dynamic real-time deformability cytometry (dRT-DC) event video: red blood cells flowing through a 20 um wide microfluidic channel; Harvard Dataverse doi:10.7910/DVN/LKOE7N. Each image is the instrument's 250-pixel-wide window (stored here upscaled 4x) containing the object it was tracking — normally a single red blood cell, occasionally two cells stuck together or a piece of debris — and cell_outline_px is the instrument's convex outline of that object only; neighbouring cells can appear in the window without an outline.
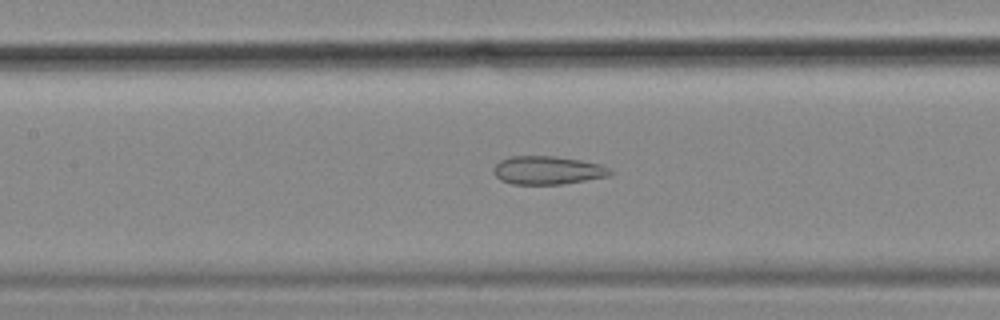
{"species": "common noctule bat (a hibernating species)", "species_latin": "Nyctalus noctula", "temperature_condition": "cold", "stored_images_in_passage": 19, "camera_frame_rate_fps": 3000, "um_per_image_px": 0.085, "animal": {"sex": "female", "body_mass_g": 18.4}, "frame": {"image": 1, "passage_image": 11, "time_ms": 3.333, "image_size_px": [1000, 320], "cell_outline_px": [[616, 172], [608, 176], [564, 184], [512, 184], [500, 180], [496, 176], [492, 168], [500, 160], [508, 156], [556, 156], [580, 160], [600, 164], [612, 168]], "centroid_in_image_um": [46.57, 14.47], "position_along_channel_um": 160.8, "area_um2": 19.48}}
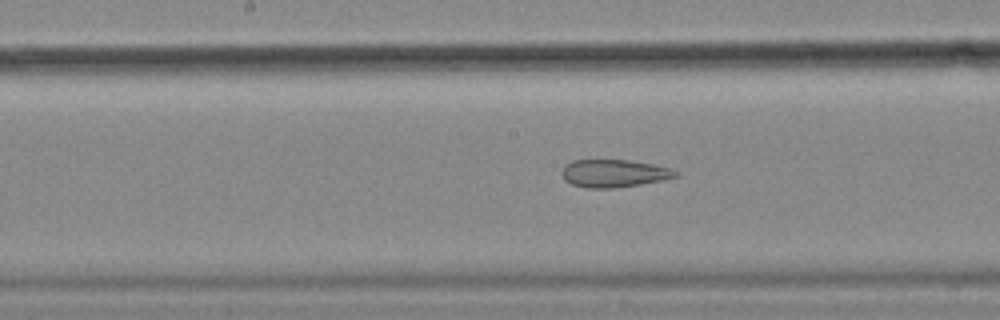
{"frame": {"image": 2, "passage_image": 14, "time_ms": 4.333, "image_size_px": [1000, 320], "cell_outline_px": [[680, 176], [664, 180], [640, 184], [612, 188], [584, 188], [572, 184], [564, 180], [560, 172], [572, 160], [628, 160], [652, 164], [672, 168], [680, 172]], "centroid_in_image_um": [52.23, 14.74], "position_along_channel_um": 196.0, "area_um2": 18.5}}